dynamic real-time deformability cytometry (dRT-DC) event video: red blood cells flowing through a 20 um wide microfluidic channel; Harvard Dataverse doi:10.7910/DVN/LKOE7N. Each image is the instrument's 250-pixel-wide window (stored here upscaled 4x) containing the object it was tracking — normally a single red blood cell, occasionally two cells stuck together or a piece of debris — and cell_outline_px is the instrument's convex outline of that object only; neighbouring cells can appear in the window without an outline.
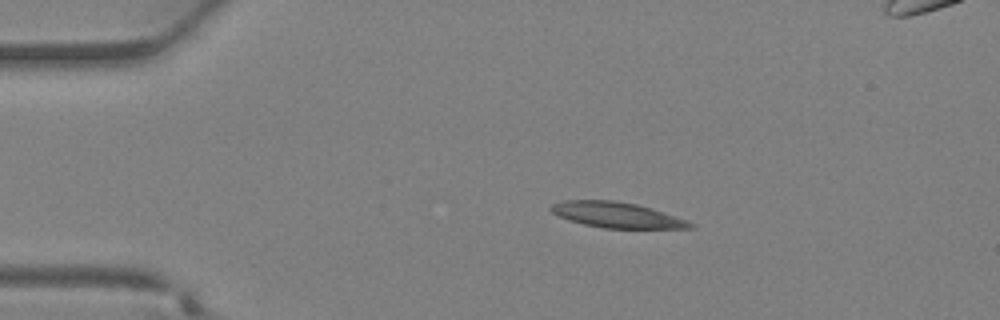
{"species": "Egyptian fruit bat (a non-hibernating species)", "species_latin": "Rousettus aegyptiacus", "temperature_condition": "warm", "stored_images_in_passage": 32, "segment_of_instrument_passage": [1, 2], "camera_frame_rate_fps": 3000, "um_per_image_px": 0.085, "animal": {"sex": "female"}, "frame": {"image": 1, "passage_image": 1, "time_ms": 0.0, "image_size_px": [1000, 320], "cell_outline_px": [[696, 228], [604, 228], [584, 224], [568, 220], [552, 212], [548, 208], [552, 204], [564, 200], [616, 200], [636, 204], [652, 208], [688, 220], [696, 224]], "centroid_in_image_um": [52.46, 18.27], "position_along_channel_um": 32.5, "area_um2": 20.81}}
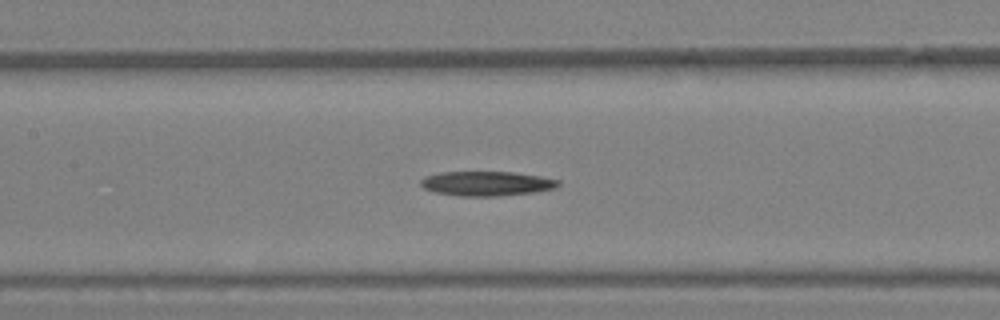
{"frame": {"image": 2, "passage_image": 11, "time_ms": 3.333, "image_size_px": [1000, 320], "cell_outline_px": [[560, 184], [556, 188], [536, 192], [500, 196], [464, 196], [436, 192], [424, 188], [420, 184], [420, 180], [424, 176], [440, 172], [516, 172], [540, 176], [560, 180]], "centroid_in_image_um": [41.4, 15.59], "position_along_channel_um": 166.0, "area_um2": 19.77}}
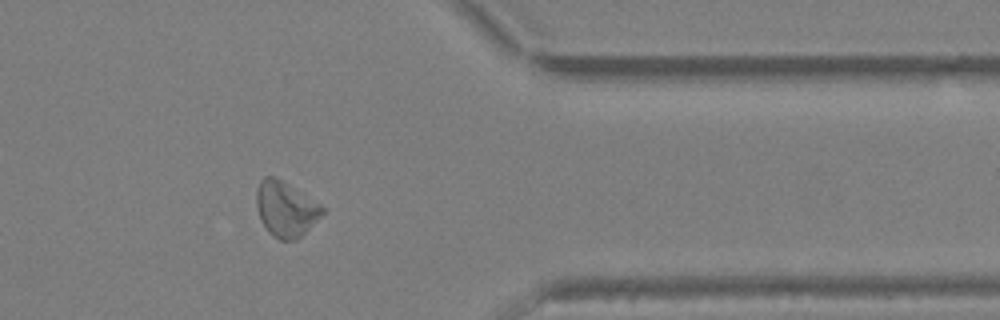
{"frame": {"image": 3, "passage_image": 24, "time_ms": 7.667, "image_size_px": [1000, 320], "cell_outline_px": [[324, 212], [296, 240], [280, 240], [268, 232], [260, 220], [256, 208], [256, 192], [260, 180], [264, 176], [276, 176], [320, 204], [324, 208]], "centroid_in_image_um": [24.23, 17.75], "position_along_channel_um": 387.2, "area_um2": 21.04}}